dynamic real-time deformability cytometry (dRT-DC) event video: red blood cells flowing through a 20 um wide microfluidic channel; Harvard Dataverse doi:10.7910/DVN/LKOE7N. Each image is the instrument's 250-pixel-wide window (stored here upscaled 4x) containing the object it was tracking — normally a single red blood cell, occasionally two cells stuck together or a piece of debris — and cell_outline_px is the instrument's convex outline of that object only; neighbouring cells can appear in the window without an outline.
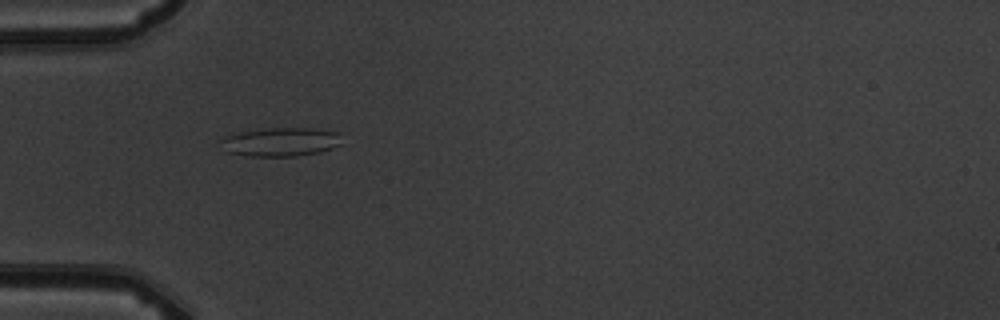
{"species": "common noctule bat (a hibernating species)", "species_latin": "Nyctalus noctula", "temperature_condition": "warm", "stored_images_in_passage": 8, "camera_frame_rate_fps": 3000, "um_per_image_px": 0.085, "animal": {"sex": "male", "body_mass_g": 19.5, "forearm_length_mm": 54.6}, "frame": {"image": 1, "passage_image": 2, "time_ms": 1.0, "image_size_px": [1000, 320], "cell_outline_px": [[344, 144], [320, 152], [296, 156], [248, 156], [228, 152], [220, 140], [224, 136], [240, 132], [268, 128], [308, 128], [340, 132]], "centroid_in_image_um": [23.94, 12.06], "position_along_channel_um": 61.1, "area_um2": 20.35}}
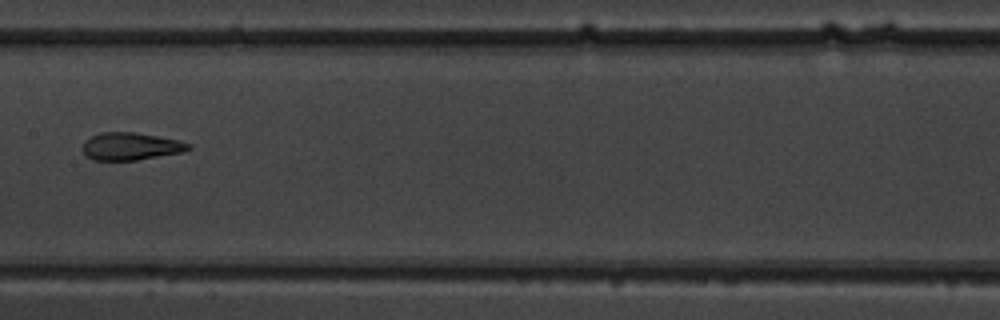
{"frame": {"image": 2, "passage_image": 5, "time_ms": 4.667, "image_size_px": [1000, 320], "cell_outline_px": [[192, 148], [184, 152], [136, 160], [92, 160], [80, 148], [84, 140], [100, 132], [136, 132], [180, 140], [192, 144]], "centroid_in_image_um": [11.12, 12.43], "position_along_channel_um": 196.3, "area_um2": 17.22}}
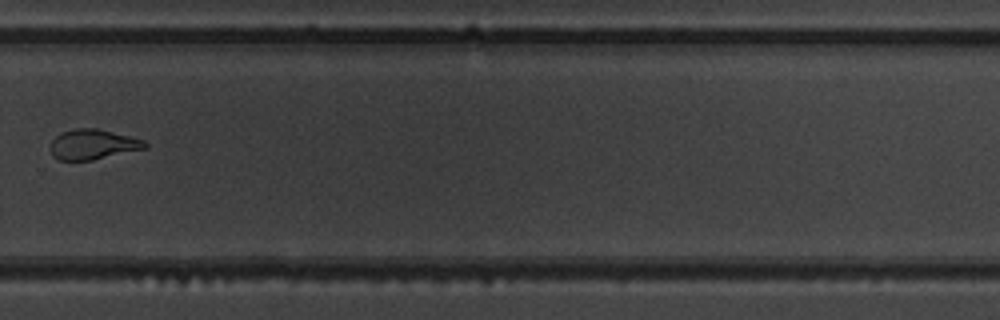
{"frame": {"image": 3, "passage_image": 8, "time_ms": 8.0, "image_size_px": [1000, 320], "cell_outline_px": [[148, 148], [92, 160], [60, 160], [52, 156], [48, 148], [52, 140], [60, 132], [76, 128], [96, 128], [144, 140], [148, 144]], "centroid_in_image_um": [7.86, 12.28], "position_along_channel_um": 321.9, "area_um2": 16.7}}